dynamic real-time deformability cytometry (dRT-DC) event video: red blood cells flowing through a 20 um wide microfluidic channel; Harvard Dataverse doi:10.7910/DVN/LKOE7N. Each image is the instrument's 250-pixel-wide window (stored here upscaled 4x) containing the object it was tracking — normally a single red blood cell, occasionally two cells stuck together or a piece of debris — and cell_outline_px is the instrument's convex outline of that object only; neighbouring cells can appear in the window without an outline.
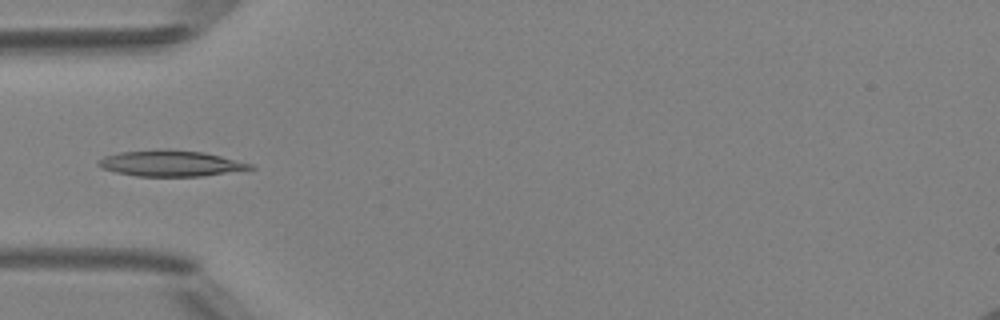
{"species": "Egyptian fruit bat (a non-hibernating species)", "species_latin": "Rousettus aegyptiacus", "temperature_condition": "room temperature", "stored_images_in_passage": 49, "camera_frame_rate_fps": 3000, "um_per_image_px": 0.085, "animal": {"sex": "female"}, "frame": {"image": 1, "passage_image": 16, "time_ms": 5.0, "image_size_px": [1000, 320], "cell_outline_px": [[256, 168], [200, 176], [136, 176], [116, 172], [100, 168], [96, 164], [96, 160], [104, 156], [116, 152], [156, 148], [168, 148], [204, 152], [252, 164]], "centroid_in_image_um": [14.4, 13.86], "position_along_channel_um": 70.6, "area_um2": 23.29}}
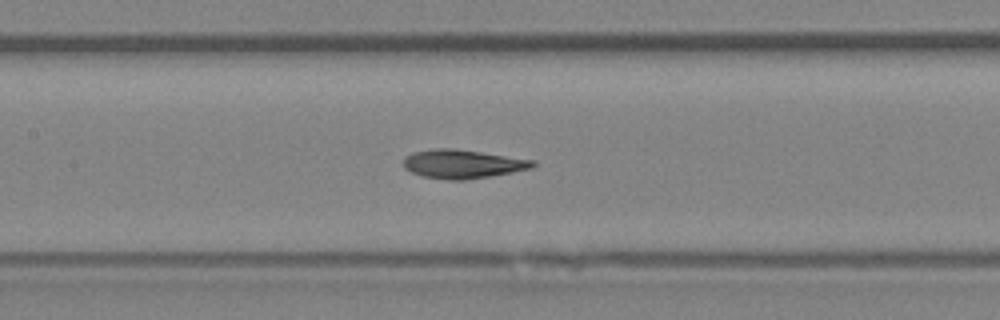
{"frame": {"image": 2, "passage_image": 23, "time_ms": 7.333, "image_size_px": [1000, 320], "cell_outline_px": [[536, 164], [532, 168], [512, 172], [464, 180], [448, 180], [420, 176], [404, 168], [404, 156], [412, 152], [436, 148], [452, 148], [536, 160]], "centroid_in_image_um": [39.3, 13.93], "position_along_channel_um": 168.1, "area_um2": 21.62}}
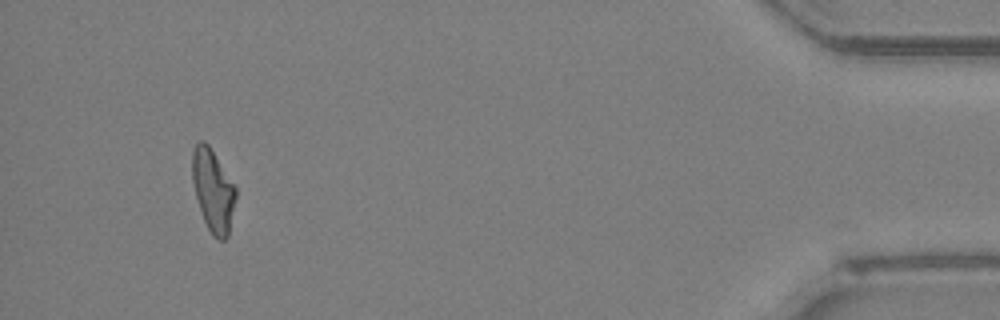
{"frame": {"image": 3, "passage_image": 46, "time_ms": 15.0, "image_size_px": [1000, 320], "cell_outline_px": [[236, 196], [228, 236], [224, 240], [216, 240], [212, 236], [204, 220], [196, 196], [192, 180], [192, 148], [200, 140], [204, 140], [208, 144], [236, 188]], "centroid_in_image_um": [18.09, 16.19], "position_along_channel_um": 417.1, "area_um2": 20.69}, "authors_computed_cell_mechanics": {"area_um2": 21.6172, "velocity_mm_per_s": 4.2069, "shape_relaxation_time_tau1_ms": 9.6847, "shape_relaxation_time_tau2_ms": 2.1923, "deformation_change_tau1": 0.223, "deformation_change_tau2": 0.0805}}